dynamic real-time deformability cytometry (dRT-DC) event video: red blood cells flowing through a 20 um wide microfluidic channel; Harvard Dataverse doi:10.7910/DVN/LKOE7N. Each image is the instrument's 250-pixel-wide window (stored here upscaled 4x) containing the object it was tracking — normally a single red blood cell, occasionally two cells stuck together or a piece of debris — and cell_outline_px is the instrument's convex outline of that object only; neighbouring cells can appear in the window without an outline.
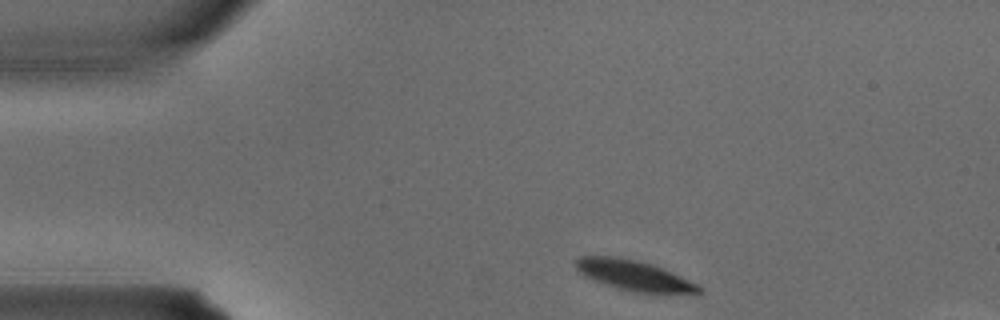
{"species": "common noctule bat (a hibernating species)", "species_latin": "Nyctalus noctula", "temperature_condition": "warm", "stored_images_in_passage": 4, "segment_of_instrument_passage": [1, 2], "camera_frame_rate_fps": 3000, "um_per_image_px": 0.085, "animal": {"sex": "male", "body_mass_g": 15.6}, "frame": {"image": 1, "passage_image": 1, "time_ms": 0.0, "image_size_px": [1000, 320], "cell_outline_px": [[704, 292], [656, 296], [616, 288], [584, 276], [576, 268], [576, 260], [580, 256], [612, 256], [636, 260], [652, 264], [664, 268], [704, 288]], "centroid_in_image_um": [53.97, 23.46], "position_along_channel_um": 31.0, "area_um2": 22.2}}
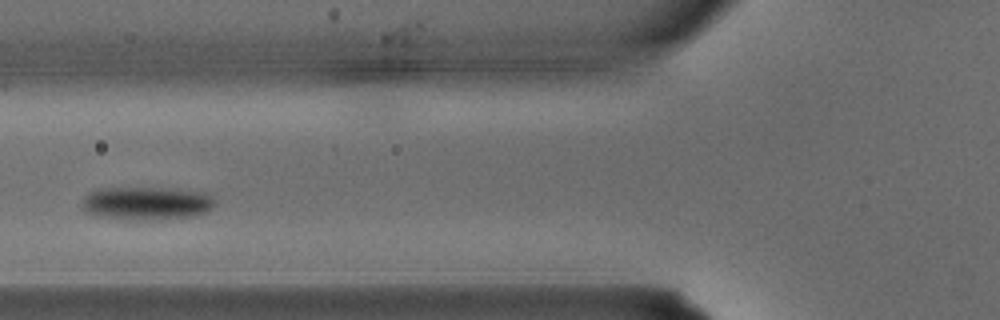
{"frame": {"image": 2, "passage_image": 3, "time_ms": 0.667, "image_size_px": [1000, 320], "cell_outline_px": [[216, 204], [208, 212], [196, 216], [160, 220], [124, 220], [92, 216], [84, 212], [84, 196], [88, 192], [100, 188], [160, 188], [208, 192], [212, 196]], "centroid_in_image_um": [12.47, 17.3], "position_along_channel_um": 113.3, "area_um2": 26.41}}